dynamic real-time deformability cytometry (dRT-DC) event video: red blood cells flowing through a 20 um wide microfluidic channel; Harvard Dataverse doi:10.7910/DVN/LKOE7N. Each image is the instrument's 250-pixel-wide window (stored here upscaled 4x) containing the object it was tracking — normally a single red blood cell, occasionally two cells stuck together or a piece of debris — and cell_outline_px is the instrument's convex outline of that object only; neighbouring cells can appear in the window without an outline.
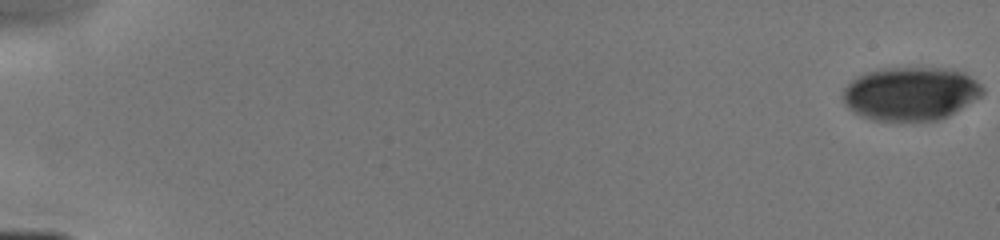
{"species": "human", "species_latin": "Homo sapiens", "temperature_condition": "cold", "stored_images_in_passage": 32, "camera_frame_rate_fps": 3000, "um_per_image_px": 0.085, "donor": {"sex": "male"}, "frame": {"image": 1, "passage_image": 1, "time_ms": 0.0, "image_size_px": [1000, 240], "cell_outline_px": [[984, 92], [980, 96], [948, 116], [936, 120], [872, 120], [860, 116], [852, 112], [844, 104], [844, 88], [856, 76], [868, 72], [884, 68], [944, 68], [964, 72], [976, 80], [984, 88]], "centroid_in_image_um": [77.39, 7.95], "position_along_channel_um": 7.6, "area_um2": 43.35}}
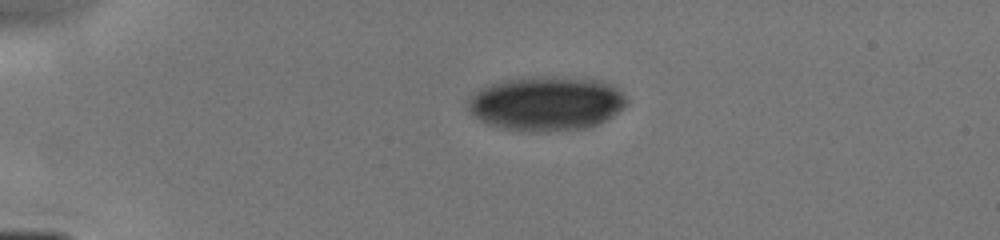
{"frame": {"image": 2, "passage_image": 17, "time_ms": 4.0, "image_size_px": [1000, 240], "cell_outline_px": [[628, 104], [624, 108], [612, 116], [588, 128], [548, 132], [524, 132], [504, 128], [488, 124], [480, 120], [468, 108], [468, 100], [480, 88], [488, 84], [504, 80], [548, 76], [552, 76], [604, 80], [616, 84], [628, 100]], "centroid_in_image_um": [46.5, 8.79], "position_along_channel_um": 38.5, "area_um2": 50.69}}